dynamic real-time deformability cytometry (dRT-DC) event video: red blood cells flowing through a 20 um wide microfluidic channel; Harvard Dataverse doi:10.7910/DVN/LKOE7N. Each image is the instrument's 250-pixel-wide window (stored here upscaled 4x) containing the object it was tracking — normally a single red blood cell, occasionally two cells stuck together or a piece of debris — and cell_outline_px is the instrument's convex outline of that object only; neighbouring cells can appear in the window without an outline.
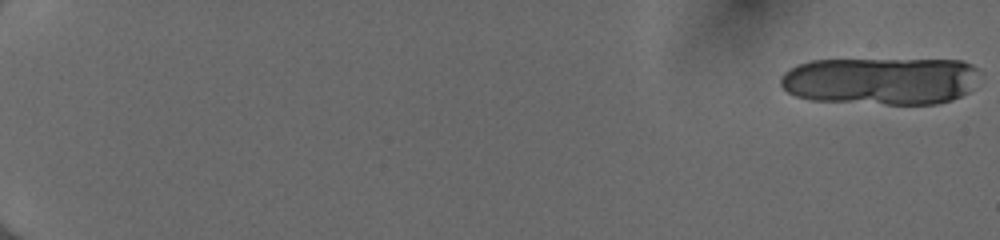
{"species": "human", "species_latin": "Homo sapiens", "temperature_condition": "cold", "stored_images_in_passage": 22, "camera_frame_rate_fps": 3000, "um_per_image_px": 0.085, "donor": {"sex": "female"}, "frame": {"image": 1, "passage_image": 1, "time_ms": 0.0, "image_size_px": [1000, 240], "cell_outline_px": [[984, 72], [968, 92], [952, 100], [936, 104], [884, 104], [808, 100], [796, 96], [788, 92], [780, 84], [780, 76], [784, 72], [796, 64], [812, 60], [960, 60], [972, 64], [980, 68]], "centroid_in_image_um": [74.9, 6.87], "position_along_channel_um": 10.1, "area_um2": 55.89}}